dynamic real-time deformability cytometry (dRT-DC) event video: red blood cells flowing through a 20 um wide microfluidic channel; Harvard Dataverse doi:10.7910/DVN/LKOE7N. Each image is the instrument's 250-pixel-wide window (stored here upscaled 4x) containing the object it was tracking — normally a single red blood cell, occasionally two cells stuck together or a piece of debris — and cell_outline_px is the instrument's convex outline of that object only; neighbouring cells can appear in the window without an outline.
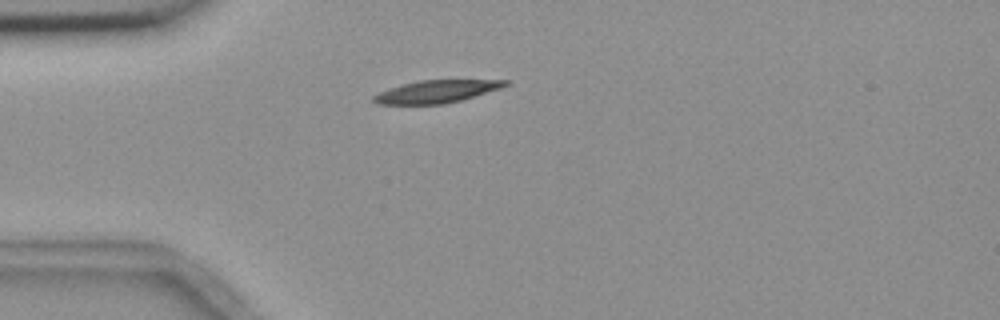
{"species": "common noctule bat (a hibernating species)", "species_latin": "Nyctalus noctula", "temperature_condition": "room temperature", "stored_images_in_passage": 5, "camera_frame_rate_fps": 3000, "um_per_image_px": 0.085, "animal": {"sex": "female", "body_mass_g": 18.4}, "frame": {"image": 1, "passage_image": 2, "time_ms": 1.333, "image_size_px": [1000, 320], "cell_outline_px": [[508, 84], [500, 88], [460, 100], [444, 104], [376, 104], [372, 100], [372, 96], [380, 92], [404, 84], [420, 80], [508, 80]], "centroid_in_image_um": [37.07, 7.78], "position_along_channel_um": 47.9, "area_um2": 16.94}}
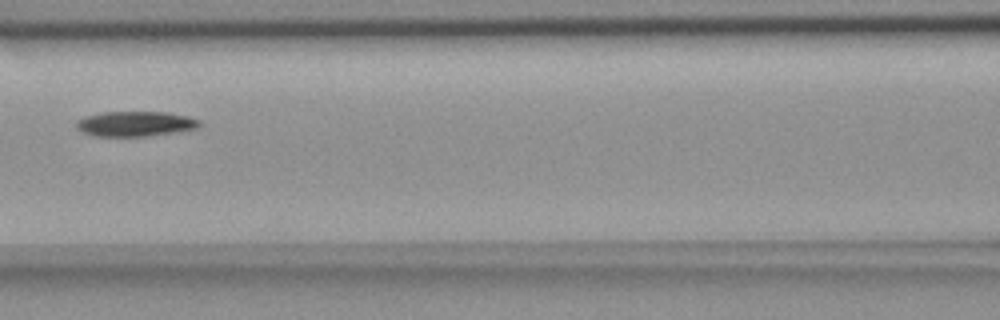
{"frame": {"image": 2, "passage_image": 5, "time_ms": 4.667, "image_size_px": [1000, 320], "cell_outline_px": [[200, 124], [196, 128], [172, 132], [144, 136], [96, 136], [80, 132], [76, 128], [76, 120], [84, 116], [104, 112], [168, 112], [188, 116], [200, 120]], "centroid_in_image_um": [11.44, 10.51], "position_along_channel_um": 155.2, "area_um2": 17.92}}